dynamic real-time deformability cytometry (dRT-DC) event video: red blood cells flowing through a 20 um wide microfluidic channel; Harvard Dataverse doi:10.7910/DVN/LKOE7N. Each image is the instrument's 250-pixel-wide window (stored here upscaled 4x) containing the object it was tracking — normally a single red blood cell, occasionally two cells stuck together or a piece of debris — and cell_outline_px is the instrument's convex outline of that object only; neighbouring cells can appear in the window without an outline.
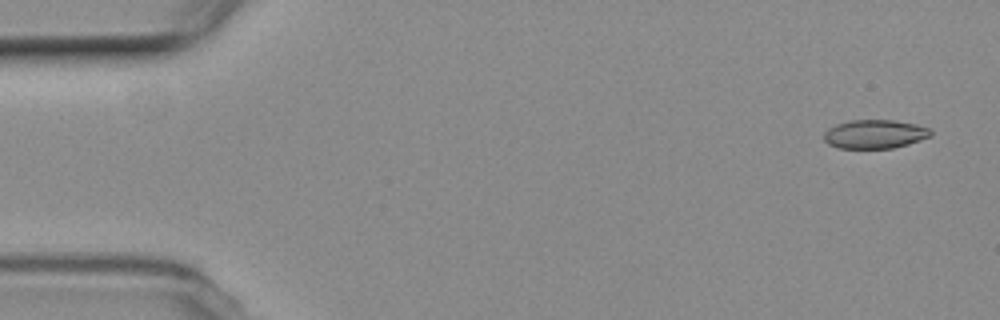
{"species": "common noctule bat (a hibernating species)", "species_latin": "Nyctalus noctula", "temperature_condition": "room temperature", "stored_images_in_passage": 5, "camera_frame_rate_fps": 3000, "um_per_image_px": 0.085, "animal": {"sex": "female", "body_mass_g": 19.3, "forearm_length_mm": 54.1}, "frame": {"image": 1, "passage_image": 1, "time_ms": 0.0, "image_size_px": [1000, 320], "cell_outline_px": [[932, 136], [908, 144], [892, 148], [836, 148], [828, 144], [824, 140], [824, 132], [828, 128], [836, 124], [852, 120], [892, 120], [916, 124], [932, 128]], "centroid_in_image_um": [74.37, 11.4], "position_along_channel_um": 10.6, "area_um2": 18.03}}
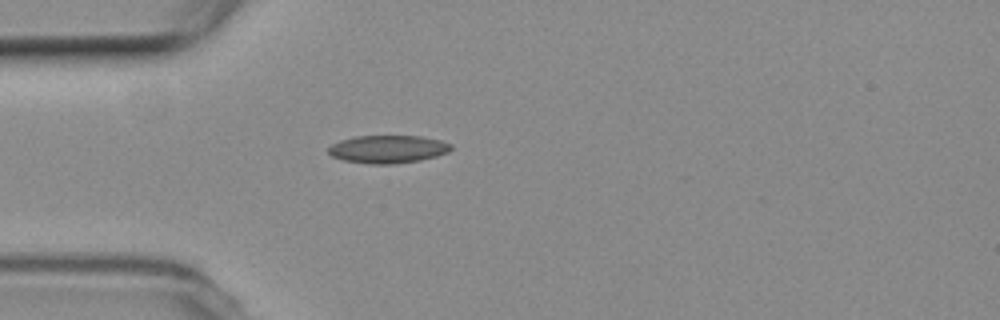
{"frame": {"image": 2, "passage_image": 5, "time_ms": 4.333, "image_size_px": [1000, 320], "cell_outline_px": [[452, 148], [448, 152], [436, 156], [420, 160], [392, 164], [372, 164], [344, 160], [332, 156], [328, 152], [328, 148], [332, 144], [340, 140], [356, 136], [420, 136], [440, 140], [452, 144]], "centroid_in_image_um": [32.97, 12.67], "position_along_channel_um": 52.0, "area_um2": 19.83}}